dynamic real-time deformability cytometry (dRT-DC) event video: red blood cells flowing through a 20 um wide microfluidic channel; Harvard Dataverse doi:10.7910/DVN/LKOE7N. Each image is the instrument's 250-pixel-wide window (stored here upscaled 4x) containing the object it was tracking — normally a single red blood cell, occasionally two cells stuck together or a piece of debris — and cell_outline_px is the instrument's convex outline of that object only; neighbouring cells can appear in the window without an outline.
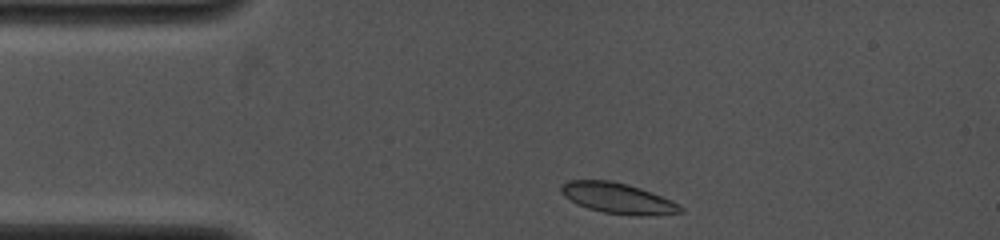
{"species": "common noctule bat (a hibernating species)", "species_latin": "Nyctalus noctula", "temperature_condition": "cold", "stored_images_in_passage": 5, "camera_frame_rate_fps": 4000, "um_per_image_px": 0.085, "animal": {"sex": "female", "body_mass_g": 19.0, "forearm_length_mm": 53.3}, "frame": {"image": 1, "passage_image": 1, "time_ms": 0.0, "image_size_px": [1000, 240], "cell_outline_px": [[684, 212], [656, 216], [636, 216], [604, 212], [588, 208], [576, 204], [564, 196], [560, 192], [560, 188], [568, 180], [612, 180], [628, 184], [640, 188], [672, 200], [680, 204], [684, 208]], "centroid_in_image_um": [52.56, 16.86], "position_along_channel_um": 32.4, "area_um2": 21.56}}
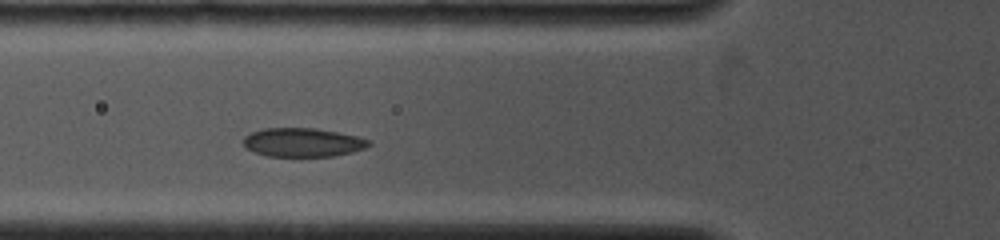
{"frame": {"image": 2, "passage_image": 5, "time_ms": 2.5, "image_size_px": [1000, 240], "cell_outline_px": [[372, 144], [364, 148], [352, 152], [332, 156], [268, 156], [252, 152], [244, 148], [244, 136], [252, 132], [264, 128], [316, 128], [356, 136], [372, 140]], "centroid_in_image_um": [25.72, 12.1], "position_along_channel_um": 100.1, "area_um2": 21.1}}